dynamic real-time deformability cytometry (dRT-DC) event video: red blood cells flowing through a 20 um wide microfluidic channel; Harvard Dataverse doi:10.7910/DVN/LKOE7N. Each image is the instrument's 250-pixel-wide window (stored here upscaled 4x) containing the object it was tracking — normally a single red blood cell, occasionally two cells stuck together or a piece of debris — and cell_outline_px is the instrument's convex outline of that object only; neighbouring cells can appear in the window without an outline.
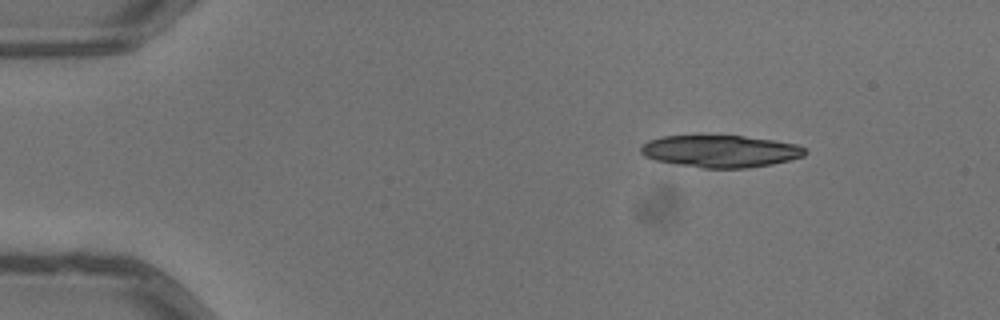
{"species": "common noctule bat (a hibernating species)", "species_latin": "Nyctalus noctula", "temperature_condition": "warm", "stored_images_in_passage": 2, "camera_frame_rate_fps": 3000, "um_per_image_px": 0.085, "animal": {"sex": "male", "body_mass_g": 13.3}, "frame": {"image": 1, "passage_image": 2, "time_ms": 0.333, "image_size_px": [1000, 320], "cell_outline_px": [[808, 152], [804, 156], [772, 164], [748, 168], [700, 168], [676, 164], [656, 160], [644, 156], [640, 152], [640, 148], [648, 140], [660, 136], [744, 136], [772, 140], [796, 144], [804, 148]], "centroid_in_image_um": [61.22, 12.86], "position_along_channel_um": 23.8, "area_um2": 30.69}}